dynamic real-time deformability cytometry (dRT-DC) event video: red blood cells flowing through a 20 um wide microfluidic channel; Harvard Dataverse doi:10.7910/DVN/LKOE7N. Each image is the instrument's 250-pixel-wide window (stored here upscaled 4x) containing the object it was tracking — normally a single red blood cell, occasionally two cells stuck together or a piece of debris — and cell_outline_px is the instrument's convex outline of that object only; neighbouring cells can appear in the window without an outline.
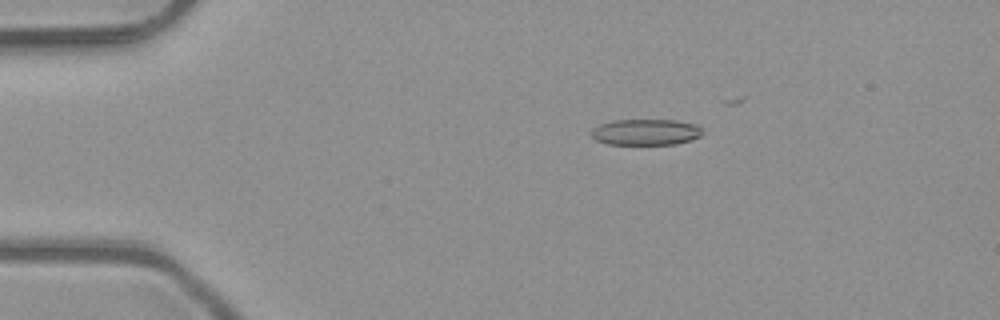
{"species": "common noctule bat (a hibernating species)", "species_latin": "Nyctalus noctula", "temperature_condition": "room temperature", "stored_images_in_passage": 3, "camera_frame_rate_fps": 3000, "um_per_image_px": 0.085, "animal": {"sex": "male", "body_mass_g": 23.1, "forearm_length_mm": 52.7}, "frame": {"image": 1, "passage_image": 2, "time_ms": 0.333, "image_size_px": [1000, 320], "cell_outline_px": [[704, 132], [700, 136], [692, 140], [676, 144], [608, 144], [596, 140], [588, 132], [592, 128], [600, 124], [612, 120], [676, 120], [700, 124]], "centroid_in_image_um": [54.92, 11.22], "position_along_channel_um": 30.1, "area_um2": 17.22}}